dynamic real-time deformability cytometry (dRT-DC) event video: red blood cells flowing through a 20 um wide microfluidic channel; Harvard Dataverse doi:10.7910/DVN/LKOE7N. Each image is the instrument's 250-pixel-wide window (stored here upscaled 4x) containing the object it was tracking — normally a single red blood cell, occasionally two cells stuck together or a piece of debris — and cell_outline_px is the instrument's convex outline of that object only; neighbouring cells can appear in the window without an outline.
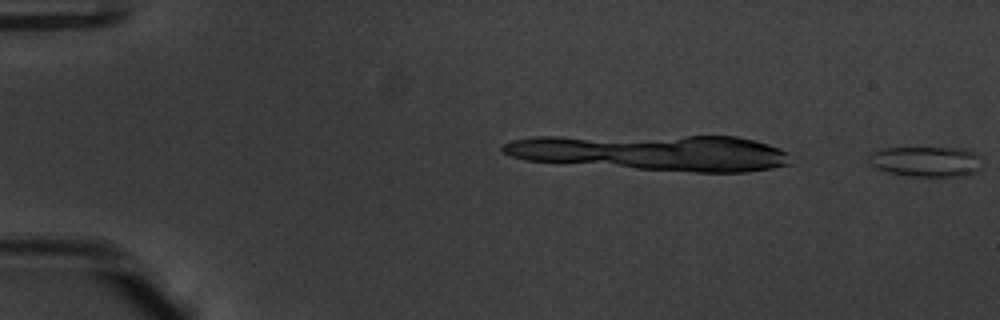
{"species": "common noctule bat (a hibernating species)", "species_latin": "Nyctalus noctula", "temperature_condition": "warm", "stored_images_in_passage": 7, "camera_frame_rate_fps": 3000, "um_per_image_px": 0.085, "animal": {"sex": "male", "body_mass_g": 20.1, "forearm_length_mm": 53.5}, "frame": {"image": 1, "passage_image": 7, "time_ms": 2.0, "image_size_px": [1000, 320], "cell_outline_px": [[984, 168], [960, 176], [936, 180], [908, 176], [888, 172], [876, 168], [868, 164], [868, 156], [872, 152], [884, 148], [960, 148], [972, 152], [984, 160]], "centroid_in_image_um": [78.75, 13.78], "position_along_channel_um": 6.2, "area_um2": 20.92}}